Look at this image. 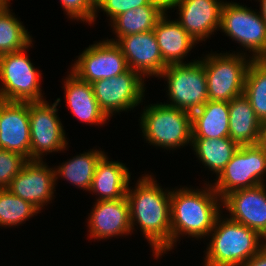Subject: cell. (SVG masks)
<instances>
[{
  "instance_id": "cell-9",
  "label": "cell",
  "mask_w": 266,
  "mask_h": 266,
  "mask_svg": "<svg viewBox=\"0 0 266 266\" xmlns=\"http://www.w3.org/2000/svg\"><path fill=\"white\" fill-rule=\"evenodd\" d=\"M61 97L50 100L29 102L30 160L47 161L48 154L69 151L68 133L63 126L58 111Z\"/></svg>"
},
{
  "instance_id": "cell-10",
  "label": "cell",
  "mask_w": 266,
  "mask_h": 266,
  "mask_svg": "<svg viewBox=\"0 0 266 266\" xmlns=\"http://www.w3.org/2000/svg\"><path fill=\"white\" fill-rule=\"evenodd\" d=\"M146 81L138 72L129 68L118 76L100 79L91 85L100 109L111 119L124 112H134L136 108H141L139 106L143 102L146 103Z\"/></svg>"
},
{
  "instance_id": "cell-26",
  "label": "cell",
  "mask_w": 266,
  "mask_h": 266,
  "mask_svg": "<svg viewBox=\"0 0 266 266\" xmlns=\"http://www.w3.org/2000/svg\"><path fill=\"white\" fill-rule=\"evenodd\" d=\"M239 146L230 138H192L191 150L205 170L217 177ZM216 175V176H215Z\"/></svg>"
},
{
  "instance_id": "cell-8",
  "label": "cell",
  "mask_w": 266,
  "mask_h": 266,
  "mask_svg": "<svg viewBox=\"0 0 266 266\" xmlns=\"http://www.w3.org/2000/svg\"><path fill=\"white\" fill-rule=\"evenodd\" d=\"M164 80L166 91L163 102L190 113L198 110L209 100L204 65L198 60L168 65L157 77Z\"/></svg>"
},
{
  "instance_id": "cell-7",
  "label": "cell",
  "mask_w": 266,
  "mask_h": 266,
  "mask_svg": "<svg viewBox=\"0 0 266 266\" xmlns=\"http://www.w3.org/2000/svg\"><path fill=\"white\" fill-rule=\"evenodd\" d=\"M219 52L212 49L203 52L200 61L204 65L209 100L229 102L244 94L247 69L253 59L227 50Z\"/></svg>"
},
{
  "instance_id": "cell-28",
  "label": "cell",
  "mask_w": 266,
  "mask_h": 266,
  "mask_svg": "<svg viewBox=\"0 0 266 266\" xmlns=\"http://www.w3.org/2000/svg\"><path fill=\"white\" fill-rule=\"evenodd\" d=\"M244 95L257 118L266 122V59H253L247 69Z\"/></svg>"
},
{
  "instance_id": "cell-13",
  "label": "cell",
  "mask_w": 266,
  "mask_h": 266,
  "mask_svg": "<svg viewBox=\"0 0 266 266\" xmlns=\"http://www.w3.org/2000/svg\"><path fill=\"white\" fill-rule=\"evenodd\" d=\"M225 1L167 0V11L176 10L175 20L199 44L220 31L221 9Z\"/></svg>"
},
{
  "instance_id": "cell-17",
  "label": "cell",
  "mask_w": 266,
  "mask_h": 266,
  "mask_svg": "<svg viewBox=\"0 0 266 266\" xmlns=\"http://www.w3.org/2000/svg\"><path fill=\"white\" fill-rule=\"evenodd\" d=\"M126 59L128 68L146 78H157L167 67L155 37L154 31L130 34L115 42Z\"/></svg>"
},
{
  "instance_id": "cell-32",
  "label": "cell",
  "mask_w": 266,
  "mask_h": 266,
  "mask_svg": "<svg viewBox=\"0 0 266 266\" xmlns=\"http://www.w3.org/2000/svg\"><path fill=\"white\" fill-rule=\"evenodd\" d=\"M59 3L67 19L92 26L96 7L91 0H59Z\"/></svg>"
},
{
  "instance_id": "cell-31",
  "label": "cell",
  "mask_w": 266,
  "mask_h": 266,
  "mask_svg": "<svg viewBox=\"0 0 266 266\" xmlns=\"http://www.w3.org/2000/svg\"><path fill=\"white\" fill-rule=\"evenodd\" d=\"M28 160L21 154L0 149V189H7Z\"/></svg>"
},
{
  "instance_id": "cell-34",
  "label": "cell",
  "mask_w": 266,
  "mask_h": 266,
  "mask_svg": "<svg viewBox=\"0 0 266 266\" xmlns=\"http://www.w3.org/2000/svg\"><path fill=\"white\" fill-rule=\"evenodd\" d=\"M256 145L266 155V126L264 124H262L259 131L258 141Z\"/></svg>"
},
{
  "instance_id": "cell-11",
  "label": "cell",
  "mask_w": 266,
  "mask_h": 266,
  "mask_svg": "<svg viewBox=\"0 0 266 266\" xmlns=\"http://www.w3.org/2000/svg\"><path fill=\"white\" fill-rule=\"evenodd\" d=\"M205 180L221 199L233 191L266 184V155L256 144L239 146L221 173Z\"/></svg>"
},
{
  "instance_id": "cell-24",
  "label": "cell",
  "mask_w": 266,
  "mask_h": 266,
  "mask_svg": "<svg viewBox=\"0 0 266 266\" xmlns=\"http://www.w3.org/2000/svg\"><path fill=\"white\" fill-rule=\"evenodd\" d=\"M166 11L167 5H144L121 13L107 25L111 29L113 38H105L116 42L126 35L152 31Z\"/></svg>"
},
{
  "instance_id": "cell-18",
  "label": "cell",
  "mask_w": 266,
  "mask_h": 266,
  "mask_svg": "<svg viewBox=\"0 0 266 266\" xmlns=\"http://www.w3.org/2000/svg\"><path fill=\"white\" fill-rule=\"evenodd\" d=\"M29 102L0 100V149L30 160Z\"/></svg>"
},
{
  "instance_id": "cell-2",
  "label": "cell",
  "mask_w": 266,
  "mask_h": 266,
  "mask_svg": "<svg viewBox=\"0 0 266 266\" xmlns=\"http://www.w3.org/2000/svg\"><path fill=\"white\" fill-rule=\"evenodd\" d=\"M201 184V188L188 184L171 188V251L182 239H203L206 242L217 217L222 213V199L211 183Z\"/></svg>"
},
{
  "instance_id": "cell-23",
  "label": "cell",
  "mask_w": 266,
  "mask_h": 266,
  "mask_svg": "<svg viewBox=\"0 0 266 266\" xmlns=\"http://www.w3.org/2000/svg\"><path fill=\"white\" fill-rule=\"evenodd\" d=\"M261 126L262 122L244 94L229 101V137L238 146L257 144Z\"/></svg>"
},
{
  "instance_id": "cell-27",
  "label": "cell",
  "mask_w": 266,
  "mask_h": 266,
  "mask_svg": "<svg viewBox=\"0 0 266 266\" xmlns=\"http://www.w3.org/2000/svg\"><path fill=\"white\" fill-rule=\"evenodd\" d=\"M11 1L5 0L0 5V55L21 51L35 42L28 27L10 9Z\"/></svg>"
},
{
  "instance_id": "cell-36",
  "label": "cell",
  "mask_w": 266,
  "mask_h": 266,
  "mask_svg": "<svg viewBox=\"0 0 266 266\" xmlns=\"http://www.w3.org/2000/svg\"><path fill=\"white\" fill-rule=\"evenodd\" d=\"M93 5L96 7L102 0H91Z\"/></svg>"
},
{
  "instance_id": "cell-19",
  "label": "cell",
  "mask_w": 266,
  "mask_h": 266,
  "mask_svg": "<svg viewBox=\"0 0 266 266\" xmlns=\"http://www.w3.org/2000/svg\"><path fill=\"white\" fill-rule=\"evenodd\" d=\"M67 70L66 77L62 78V89L65 94V105L67 109H70L72 116L80 123L89 124L91 127L94 125L99 128L108 124L110 119L100 109L92 85L80 80L69 69Z\"/></svg>"
},
{
  "instance_id": "cell-16",
  "label": "cell",
  "mask_w": 266,
  "mask_h": 266,
  "mask_svg": "<svg viewBox=\"0 0 266 266\" xmlns=\"http://www.w3.org/2000/svg\"><path fill=\"white\" fill-rule=\"evenodd\" d=\"M222 212L266 239V184L227 194L222 199Z\"/></svg>"
},
{
  "instance_id": "cell-15",
  "label": "cell",
  "mask_w": 266,
  "mask_h": 266,
  "mask_svg": "<svg viewBox=\"0 0 266 266\" xmlns=\"http://www.w3.org/2000/svg\"><path fill=\"white\" fill-rule=\"evenodd\" d=\"M86 220L88 239L96 241L109 240L122 236L131 237L129 203L127 197L117 200H102L92 203ZM96 240V241H95Z\"/></svg>"
},
{
  "instance_id": "cell-12",
  "label": "cell",
  "mask_w": 266,
  "mask_h": 266,
  "mask_svg": "<svg viewBox=\"0 0 266 266\" xmlns=\"http://www.w3.org/2000/svg\"><path fill=\"white\" fill-rule=\"evenodd\" d=\"M101 40L93 41L83 49L68 68L80 80L90 84L118 76L129 69L120 47L105 38Z\"/></svg>"
},
{
  "instance_id": "cell-14",
  "label": "cell",
  "mask_w": 266,
  "mask_h": 266,
  "mask_svg": "<svg viewBox=\"0 0 266 266\" xmlns=\"http://www.w3.org/2000/svg\"><path fill=\"white\" fill-rule=\"evenodd\" d=\"M45 160H28L7 188L40 212L56 198L54 167Z\"/></svg>"
},
{
  "instance_id": "cell-20",
  "label": "cell",
  "mask_w": 266,
  "mask_h": 266,
  "mask_svg": "<svg viewBox=\"0 0 266 266\" xmlns=\"http://www.w3.org/2000/svg\"><path fill=\"white\" fill-rule=\"evenodd\" d=\"M168 14V11L157 21L154 34L159 45L163 62L168 65L189 63L188 55L198 43L182 28V26ZM192 50V51H191ZM186 60V61H185Z\"/></svg>"
},
{
  "instance_id": "cell-5",
  "label": "cell",
  "mask_w": 266,
  "mask_h": 266,
  "mask_svg": "<svg viewBox=\"0 0 266 266\" xmlns=\"http://www.w3.org/2000/svg\"><path fill=\"white\" fill-rule=\"evenodd\" d=\"M219 30L238 44L237 48L240 49L230 50L231 52L244 54L252 59H266V22L258 9L226 0L221 9Z\"/></svg>"
},
{
  "instance_id": "cell-25",
  "label": "cell",
  "mask_w": 266,
  "mask_h": 266,
  "mask_svg": "<svg viewBox=\"0 0 266 266\" xmlns=\"http://www.w3.org/2000/svg\"><path fill=\"white\" fill-rule=\"evenodd\" d=\"M191 116L192 138L229 137V102L208 100Z\"/></svg>"
},
{
  "instance_id": "cell-33",
  "label": "cell",
  "mask_w": 266,
  "mask_h": 266,
  "mask_svg": "<svg viewBox=\"0 0 266 266\" xmlns=\"http://www.w3.org/2000/svg\"><path fill=\"white\" fill-rule=\"evenodd\" d=\"M242 266H266V245Z\"/></svg>"
},
{
  "instance_id": "cell-22",
  "label": "cell",
  "mask_w": 266,
  "mask_h": 266,
  "mask_svg": "<svg viewBox=\"0 0 266 266\" xmlns=\"http://www.w3.org/2000/svg\"><path fill=\"white\" fill-rule=\"evenodd\" d=\"M97 146L92 149L80 152L72 158L63 160L57 166L53 165L55 171V184L57 186L60 179L66 180L67 183L88 192L92 179L95 174L96 166L99 160L106 154V152Z\"/></svg>"
},
{
  "instance_id": "cell-35",
  "label": "cell",
  "mask_w": 266,
  "mask_h": 266,
  "mask_svg": "<svg viewBox=\"0 0 266 266\" xmlns=\"http://www.w3.org/2000/svg\"><path fill=\"white\" fill-rule=\"evenodd\" d=\"M258 4L259 2V12L261 14V17L264 19V21L266 22V0H255Z\"/></svg>"
},
{
  "instance_id": "cell-1",
  "label": "cell",
  "mask_w": 266,
  "mask_h": 266,
  "mask_svg": "<svg viewBox=\"0 0 266 266\" xmlns=\"http://www.w3.org/2000/svg\"><path fill=\"white\" fill-rule=\"evenodd\" d=\"M131 182L126 197L132 234L138 229L151 248L153 260H160L171 252V187L163 188L149 171L140 175L136 183Z\"/></svg>"
},
{
  "instance_id": "cell-6",
  "label": "cell",
  "mask_w": 266,
  "mask_h": 266,
  "mask_svg": "<svg viewBox=\"0 0 266 266\" xmlns=\"http://www.w3.org/2000/svg\"><path fill=\"white\" fill-rule=\"evenodd\" d=\"M34 44L0 55V100L34 102L47 99L42 90L43 73L34 66L29 54L26 55Z\"/></svg>"
},
{
  "instance_id": "cell-21",
  "label": "cell",
  "mask_w": 266,
  "mask_h": 266,
  "mask_svg": "<svg viewBox=\"0 0 266 266\" xmlns=\"http://www.w3.org/2000/svg\"><path fill=\"white\" fill-rule=\"evenodd\" d=\"M108 152L99 160L89 195L96 196L94 201L117 200L126 197L132 172L126 163L111 160Z\"/></svg>"
},
{
  "instance_id": "cell-29",
  "label": "cell",
  "mask_w": 266,
  "mask_h": 266,
  "mask_svg": "<svg viewBox=\"0 0 266 266\" xmlns=\"http://www.w3.org/2000/svg\"><path fill=\"white\" fill-rule=\"evenodd\" d=\"M41 212L28 201L0 189V228H17Z\"/></svg>"
},
{
  "instance_id": "cell-3",
  "label": "cell",
  "mask_w": 266,
  "mask_h": 266,
  "mask_svg": "<svg viewBox=\"0 0 266 266\" xmlns=\"http://www.w3.org/2000/svg\"><path fill=\"white\" fill-rule=\"evenodd\" d=\"M207 239L202 266H242L266 245L258 232L225 217L223 212Z\"/></svg>"
},
{
  "instance_id": "cell-4",
  "label": "cell",
  "mask_w": 266,
  "mask_h": 266,
  "mask_svg": "<svg viewBox=\"0 0 266 266\" xmlns=\"http://www.w3.org/2000/svg\"><path fill=\"white\" fill-rule=\"evenodd\" d=\"M138 117L144 143L156 149L177 152L192 146V116L185 110L165 103L144 104ZM146 141V142H145Z\"/></svg>"
},
{
  "instance_id": "cell-30",
  "label": "cell",
  "mask_w": 266,
  "mask_h": 266,
  "mask_svg": "<svg viewBox=\"0 0 266 266\" xmlns=\"http://www.w3.org/2000/svg\"><path fill=\"white\" fill-rule=\"evenodd\" d=\"M144 5H167V0H102L95 10V15L92 25L97 24L96 21L99 13L103 12L106 16L108 24L121 13L127 12Z\"/></svg>"
}]
</instances>
